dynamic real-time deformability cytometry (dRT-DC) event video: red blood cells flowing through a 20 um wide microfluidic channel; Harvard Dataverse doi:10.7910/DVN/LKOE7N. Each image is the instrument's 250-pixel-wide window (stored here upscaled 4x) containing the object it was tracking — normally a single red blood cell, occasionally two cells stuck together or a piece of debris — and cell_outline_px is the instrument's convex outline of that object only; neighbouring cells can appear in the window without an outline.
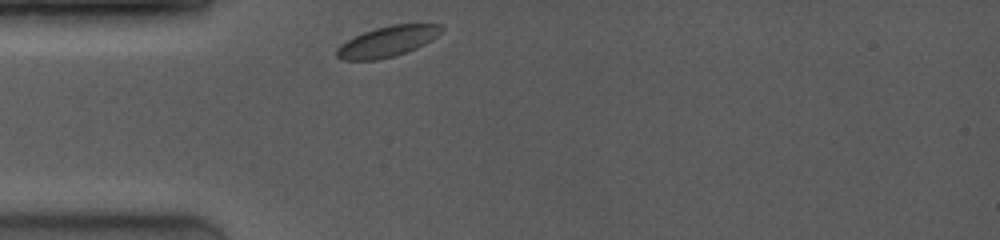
{"species": "common noctule bat (a hibernating species)", "species_latin": "Nyctalus noctula", "temperature_condition": "room temperature", "stored_images_in_passage": 41, "camera_frame_rate_fps": 4000, "um_per_image_px": 0.085, "animal": {"sex": "female", "body_mass_g": 19.0, "forearm_length_mm": 53.3}, "frame": {"image": 1, "passage_image": 1, "time_ms": 0.0, "image_size_px": [1000, 240], "cell_outline_px": [[444, 28], [432, 40], [408, 52], [376, 60], [344, 60], [336, 56], [336, 48], [340, 44], [364, 32], [376, 28], [392, 24], [440, 24]], "centroid_in_image_um": [32.93, 3.52], "position_along_channel_um": 52.1, "area_um2": 18.5}}
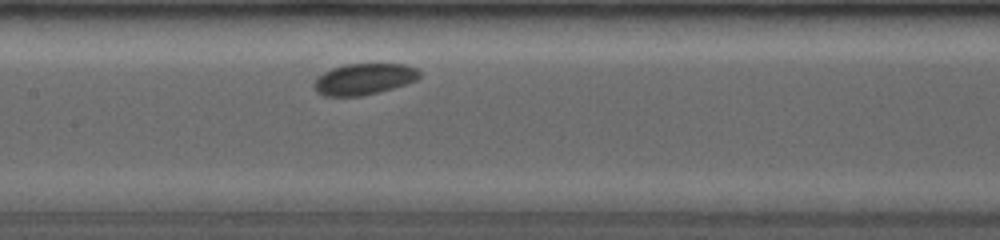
{"frame": {"image": 2, "passage_image": 16, "time_ms": 3.5, "image_size_px": [1000, 240], "cell_outline_px": [[420, 76], [416, 80], [408, 84], [360, 96], [324, 96], [316, 92], [312, 84], [324, 72], [332, 68], [344, 64], [404, 64], [416, 68], [420, 72]], "centroid_in_image_um": [30.93, 6.72], "position_along_channel_um": 176.5, "area_um2": 19.13}}
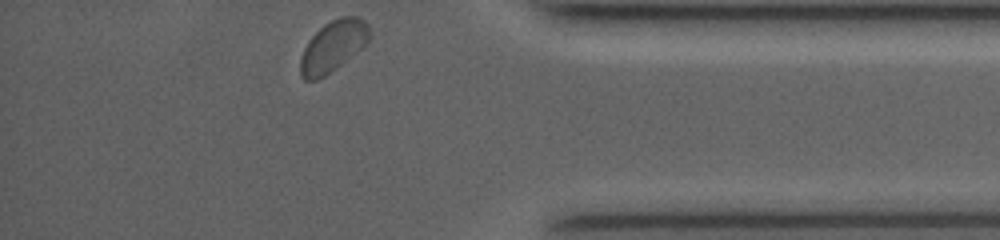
{"frame": {"image": 3, "passage_image": 41, "time_ms": 9.75, "image_size_px": [1000, 240], "cell_outline_px": [[372, 36], [368, 44], [364, 48], [336, 68], [324, 76], [316, 80], [304, 80], [300, 76], [300, 56], [308, 40], [324, 24], [340, 16], [356, 16], [364, 20], [368, 24]], "centroid_in_image_um": [28.34, 3.92], "position_along_channel_um": 406.9, "area_um2": 20.98}}